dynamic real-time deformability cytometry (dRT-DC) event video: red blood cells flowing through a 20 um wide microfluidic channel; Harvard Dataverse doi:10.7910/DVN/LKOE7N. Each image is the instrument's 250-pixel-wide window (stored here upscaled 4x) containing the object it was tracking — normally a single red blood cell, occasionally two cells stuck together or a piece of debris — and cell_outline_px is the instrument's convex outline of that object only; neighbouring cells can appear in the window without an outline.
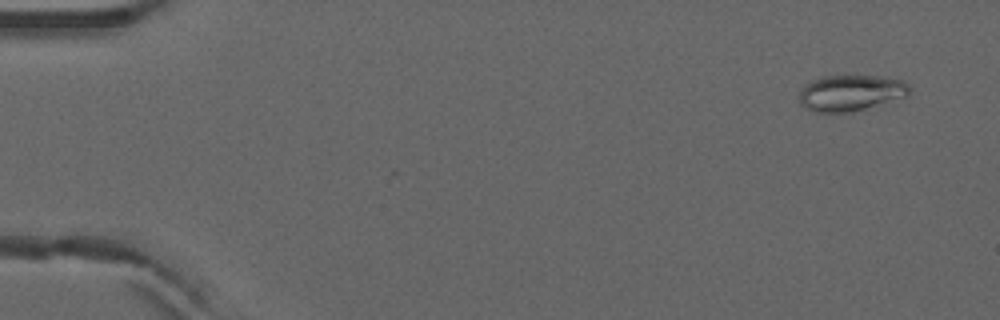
{"species": "common noctule bat (a hibernating species)", "species_latin": "Nyctalus noctula", "temperature_condition": "warm", "stored_images_in_passage": 4, "camera_frame_rate_fps": 3000, "um_per_image_px": 0.085, "animal": {"sex": "male", "forearm_length_mm": 52.5}, "frame": {"image": 1, "passage_image": 1, "time_ms": 0.0, "image_size_px": [1000, 320], "cell_outline_px": [[912, 88], [908, 96], [864, 108], [848, 112], [816, 112], [804, 108], [800, 104], [800, 92], [812, 80], [824, 76], [876, 76], [900, 80], [908, 84]], "centroid_in_image_um": [72.32, 7.9], "position_along_channel_um": 12.7, "area_um2": 22.77}}